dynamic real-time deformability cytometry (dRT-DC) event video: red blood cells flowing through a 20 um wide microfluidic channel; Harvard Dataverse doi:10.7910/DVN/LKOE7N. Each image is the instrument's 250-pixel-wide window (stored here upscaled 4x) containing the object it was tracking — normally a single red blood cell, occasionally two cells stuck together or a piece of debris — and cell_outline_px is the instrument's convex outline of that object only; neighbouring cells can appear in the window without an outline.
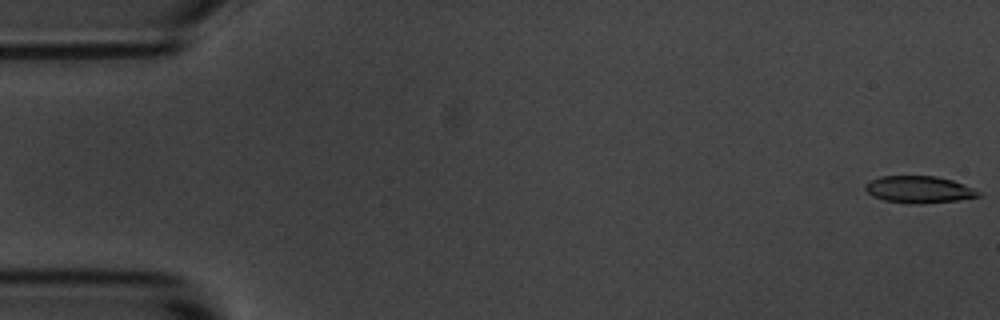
{"species": "common noctule bat (a hibernating species)", "species_latin": "Nyctalus noctula", "temperature_condition": "room temperature", "stored_images_in_passage": 55, "camera_frame_rate_fps": 3000, "um_per_image_px": 0.085, "animal": {"sex": "male", "body_mass_g": 20.1, "forearm_length_mm": 53.5}, "frame": {"image": 1, "passage_image": 1, "time_ms": 0.0, "image_size_px": [1000, 320], "cell_outline_px": [[980, 196], [956, 200], [920, 204], [912, 204], [884, 200], [872, 196], [864, 188], [864, 184], [880, 176], [936, 176], [952, 180], [964, 184], [980, 192]], "centroid_in_image_um": [78.09, 16.1], "position_along_channel_um": 6.9, "area_um2": 17.69}}
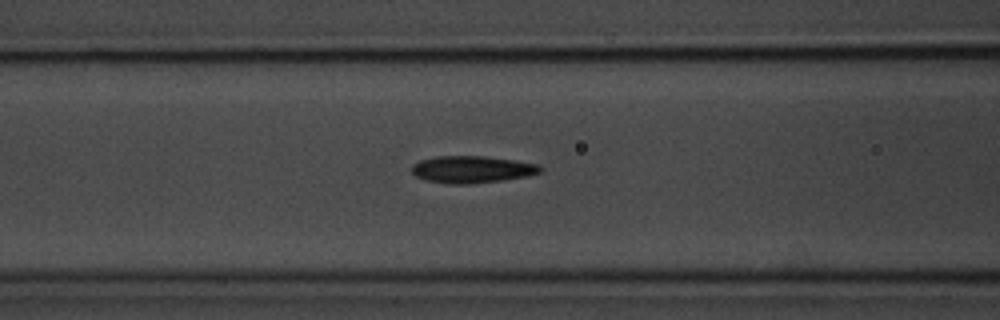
{"frame": {"image": 2, "passage_image": 22, "time_ms": 7.0, "image_size_px": [1000, 320], "cell_outline_px": [[544, 168], [540, 172], [524, 176], [504, 180], [468, 184], [452, 184], [428, 180], [416, 176], [412, 172], [412, 164], [420, 160], [436, 156], [484, 156], [540, 164]], "centroid_in_image_um": [40.12, 14.39], "position_along_channel_um": 126.5, "area_um2": 20.11}}
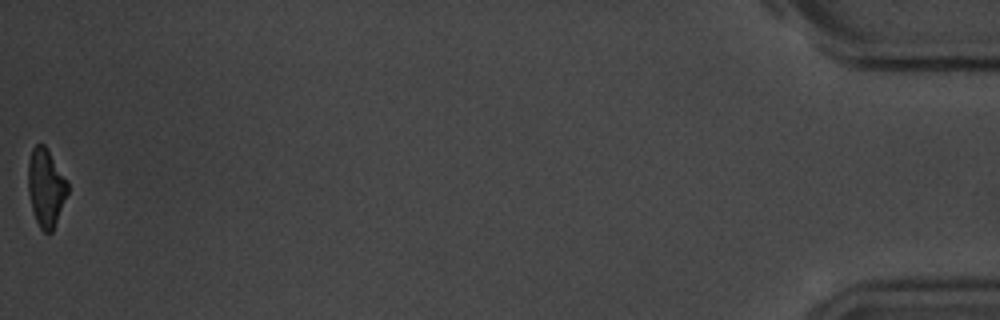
{"frame": {"image": 3, "passage_image": 55, "time_ms": 18.0, "image_size_px": [1000, 320], "cell_outline_px": [[68, 192], [52, 232], [44, 232], [40, 228], [36, 220], [32, 208], [28, 192], [28, 160], [32, 148], [36, 144], [44, 144], [68, 180]], "centroid_in_image_um": [3.9, 15.92], "position_along_channel_um": 431.3, "area_um2": 17.92}, "authors_computed_cell_mechanics": {"area_um2": 19.363, "velocity_mm_per_s": 3.6805, "shape_relaxation_time_tau1_ms": 2.8572, "shape_relaxation_time_tau2_ms": 3.4853, "deformation_change_tau1": 0.1175, "deformation_change_tau2": 0.1166}}